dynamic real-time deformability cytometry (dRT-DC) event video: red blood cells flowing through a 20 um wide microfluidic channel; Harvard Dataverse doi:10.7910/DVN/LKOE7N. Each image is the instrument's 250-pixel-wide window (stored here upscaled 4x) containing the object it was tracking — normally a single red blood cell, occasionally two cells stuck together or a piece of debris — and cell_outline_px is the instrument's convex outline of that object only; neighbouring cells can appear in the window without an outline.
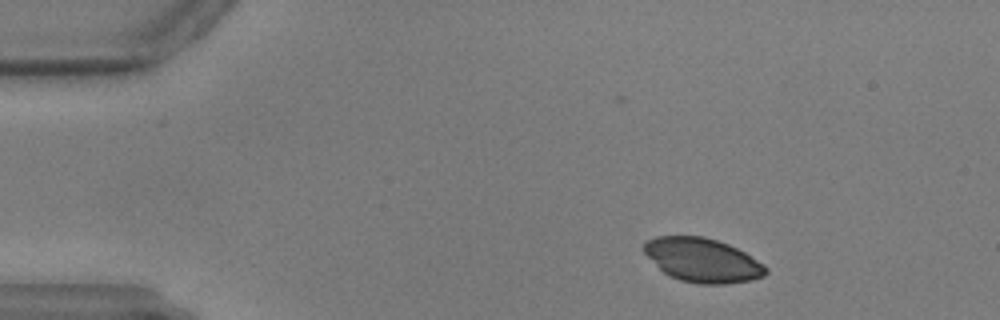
{"species": "common noctule bat (a hibernating species)", "species_latin": "Nyctalus noctula", "temperature_condition": "warm", "stored_images_in_passage": 54, "camera_frame_rate_fps": 3000, "um_per_image_px": 0.085, "animal": {"sex": "male", "body_mass_g": 17.9, "forearm_length_mm": 54.2}, "frame": {"image": 1, "passage_image": 5, "time_ms": 1.333, "image_size_px": [1000, 320], "cell_outline_px": [[768, 272], [764, 276], [748, 280], [724, 284], [696, 284], [680, 280], [668, 276], [644, 252], [644, 244], [648, 240], [656, 236], [704, 236], [728, 244], [744, 252], [764, 264], [768, 268]], "centroid_in_image_um": [59.72, 22.12], "position_along_channel_um": 25.3, "area_um2": 31.04}}
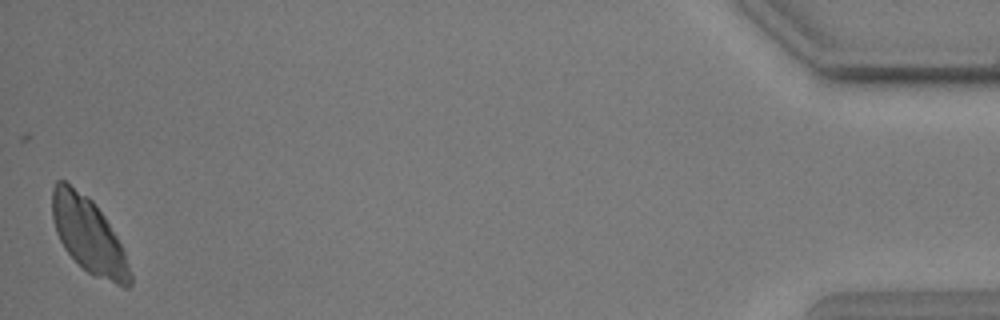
{"frame": {"image": 2, "passage_image": 54, "time_ms": 17.667, "image_size_px": [1000, 320], "cell_outline_px": [[132, 284], [128, 288], [124, 288], [96, 276], [88, 272], [64, 248], [56, 232], [52, 216], [52, 188], [56, 180], [64, 180], [88, 196], [92, 200], [104, 216], [116, 236], [124, 252], [132, 276]], "centroid_in_image_um": [7.52, 19.99], "position_along_channel_um": 427.7, "area_um2": 33.87}}